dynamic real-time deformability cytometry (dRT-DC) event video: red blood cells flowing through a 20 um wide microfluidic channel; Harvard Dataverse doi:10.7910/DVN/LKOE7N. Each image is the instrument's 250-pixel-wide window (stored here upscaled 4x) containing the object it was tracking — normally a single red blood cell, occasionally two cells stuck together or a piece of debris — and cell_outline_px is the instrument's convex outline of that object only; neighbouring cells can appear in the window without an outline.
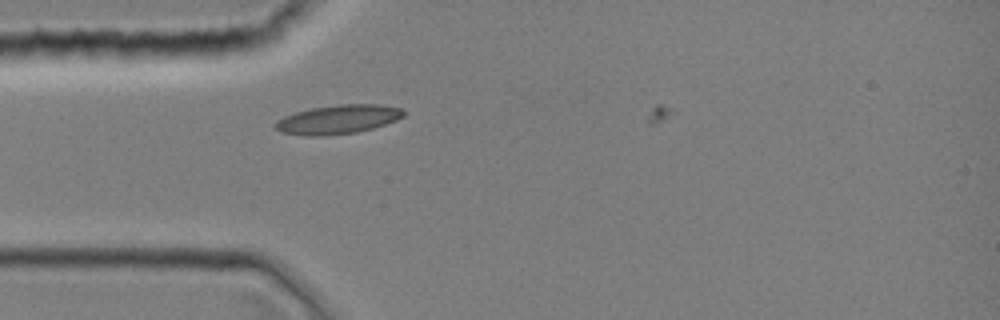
{"species": "common noctule bat (a hibernating species)", "species_latin": "Nyctalus noctula", "temperature_condition": "room temperature", "stored_images_in_passage": 1, "camera_frame_rate_fps": 3000, "um_per_image_px": 0.085, "animal": {"sex": "female", "body_mass_g": 19.0, "forearm_length_mm": 51.5}, "frame": {"image": 1, "passage_image": 1, "time_ms": 0.0, "image_size_px": [1000, 320], "cell_outline_px": [[404, 116], [396, 120], [372, 128], [356, 132], [324, 136], [308, 136], [280, 132], [272, 124], [276, 120], [284, 116], [296, 112], [312, 108], [340, 104], [380, 104], [404, 108]], "centroid_in_image_um": [28.72, 10.14], "position_along_channel_um": 56.3, "area_um2": 21.73}}